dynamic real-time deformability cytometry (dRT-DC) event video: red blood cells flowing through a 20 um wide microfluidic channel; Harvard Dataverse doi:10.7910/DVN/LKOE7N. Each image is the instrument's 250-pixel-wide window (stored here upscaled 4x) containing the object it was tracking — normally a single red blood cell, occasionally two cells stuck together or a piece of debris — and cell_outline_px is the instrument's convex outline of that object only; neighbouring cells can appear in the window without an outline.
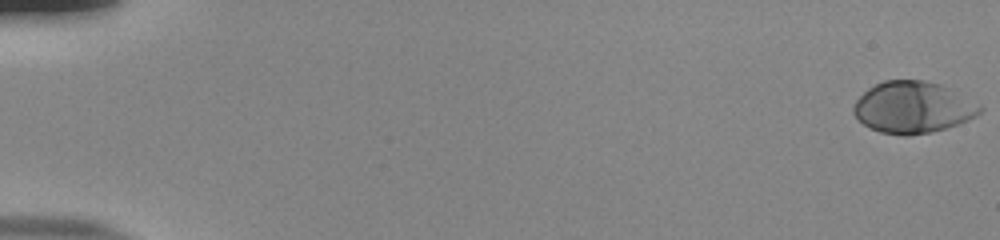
{"species": "human", "species_latin": "Homo sapiens", "temperature_condition": "room temperature", "stored_images_in_passage": 18, "camera_frame_rate_fps": 3000, "um_per_image_px": 0.085, "donor": {"sex": "male"}, "frame": {"image": 1, "passage_image": 1, "time_ms": 0.0, "image_size_px": [1000, 240], "cell_outline_px": [[984, 108], [976, 116], [968, 120], [948, 128], [932, 132], [908, 136], [904, 136], [880, 132], [868, 128], [852, 112], [852, 108], [856, 100], [868, 88], [884, 80], [924, 80], [940, 84], [948, 88]], "centroid_in_image_um": [77.56, 9.14], "position_along_channel_um": 7.4, "area_um2": 37.86}}
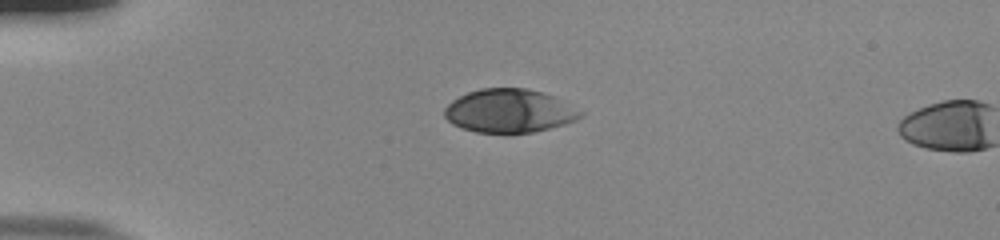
{"frame": {"image": 2, "passage_image": 15, "time_ms": 4.667, "image_size_px": [1000, 240], "cell_outline_px": [[584, 116], [576, 120], [564, 124], [532, 132], [476, 132], [460, 128], [452, 124], [444, 116], [444, 108], [452, 100], [468, 92], [480, 88], [524, 88], [556, 96], [584, 112]], "centroid_in_image_um": [43.3, 9.42], "position_along_channel_um": 41.7, "area_um2": 34.45}}